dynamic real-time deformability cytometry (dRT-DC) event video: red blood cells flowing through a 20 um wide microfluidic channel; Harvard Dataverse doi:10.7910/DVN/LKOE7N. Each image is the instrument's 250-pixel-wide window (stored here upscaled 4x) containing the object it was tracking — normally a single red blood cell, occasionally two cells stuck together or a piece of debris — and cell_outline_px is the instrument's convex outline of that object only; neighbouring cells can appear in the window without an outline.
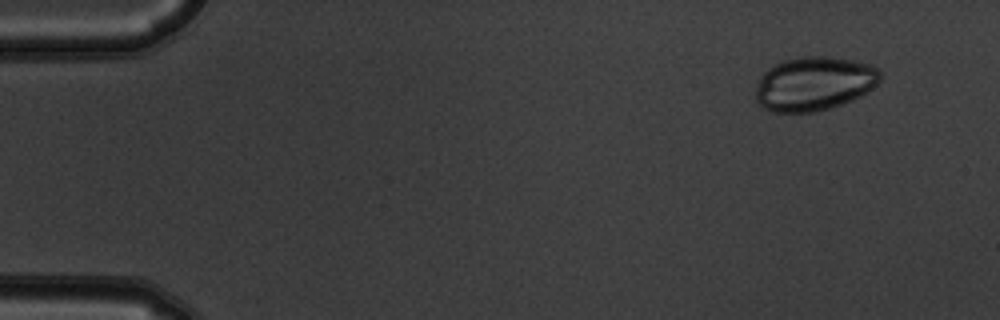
{"species": "common noctule bat (a hibernating species)", "species_latin": "Nyctalus noctula", "temperature_condition": "warm", "stored_images_in_passage": 8, "camera_frame_rate_fps": 3000, "um_per_image_px": 0.085, "animal": {"sex": "male", "body_mass_g": 19.5, "forearm_length_mm": 54.6}, "frame": {"image": 1, "passage_image": 2, "time_ms": 0.333, "image_size_px": [1000, 320], "cell_outline_px": [[880, 80], [868, 92], [852, 100], [832, 108], [816, 112], [772, 112], [760, 108], [756, 100], [756, 84], [760, 76], [768, 68], [780, 60], [800, 56], [828, 56], [852, 60], [868, 64], [876, 68], [880, 72]], "centroid_in_image_um": [69.15, 7.11], "position_along_channel_um": 15.8, "area_um2": 39.65}}